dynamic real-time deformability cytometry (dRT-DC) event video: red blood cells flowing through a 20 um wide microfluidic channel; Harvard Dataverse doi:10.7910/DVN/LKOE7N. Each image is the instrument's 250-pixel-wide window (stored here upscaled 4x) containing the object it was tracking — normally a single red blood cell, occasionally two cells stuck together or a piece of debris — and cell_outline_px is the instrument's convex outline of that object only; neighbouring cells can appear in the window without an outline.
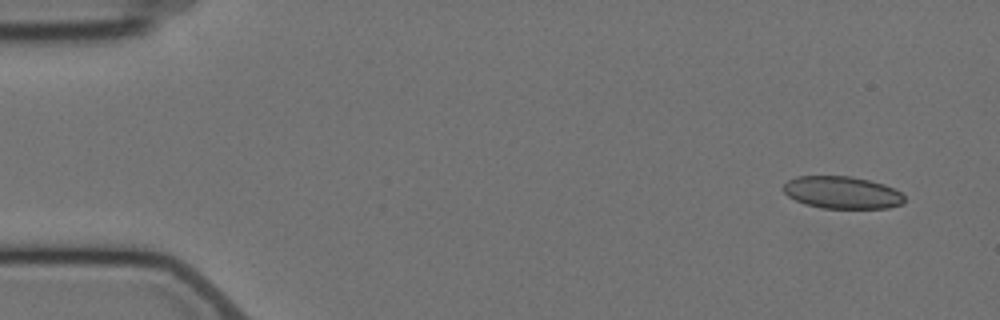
{"species": "Egyptian fruit bat (a non-hibernating species)", "species_latin": "Rousettus aegyptiacus", "temperature_condition": "cold", "stored_images_in_passage": 6, "camera_frame_rate_fps": 3000, "um_per_image_px": 0.085, "animal": {"sex": "female"}, "frame": {"image": 1, "passage_image": 1, "time_ms": 0.0, "image_size_px": [1000, 320], "cell_outline_px": [[904, 204], [888, 208], [820, 208], [804, 204], [788, 196], [784, 192], [784, 184], [788, 180], [796, 176], [848, 176], [868, 180], [884, 184], [900, 192], [904, 196]], "centroid_in_image_um": [71.57, 16.37], "position_along_channel_um": 13.4, "area_um2": 22.77}}
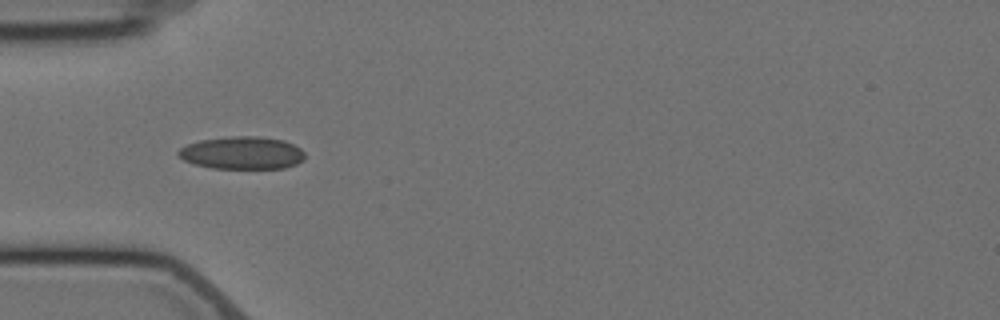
{"frame": {"image": 2, "passage_image": 5, "time_ms": 4.667, "image_size_px": [1000, 320], "cell_outline_px": [[304, 160], [296, 164], [284, 168], [212, 168], [192, 164], [176, 156], [176, 152], [180, 148], [188, 144], [200, 140], [232, 136], [260, 136], [284, 140], [300, 148], [304, 152]], "centroid_in_image_um": [20.55, 12.99], "position_along_channel_um": 64.4, "area_um2": 24.22}}
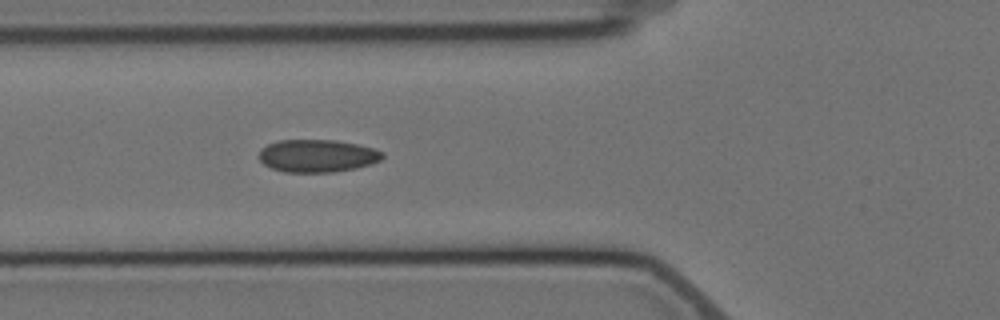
{"frame": {"image": 3, "passage_image": 6, "time_ms": 5.667, "image_size_px": [1000, 320], "cell_outline_px": [[384, 156], [380, 160], [372, 164], [356, 168], [332, 172], [284, 172], [272, 168], [264, 164], [260, 160], [260, 148], [268, 144], [280, 140], [336, 140], [356, 144], [372, 148], [384, 152]], "centroid_in_image_um": [26.98, 13.24], "position_along_channel_um": 98.8, "area_um2": 23.47}}